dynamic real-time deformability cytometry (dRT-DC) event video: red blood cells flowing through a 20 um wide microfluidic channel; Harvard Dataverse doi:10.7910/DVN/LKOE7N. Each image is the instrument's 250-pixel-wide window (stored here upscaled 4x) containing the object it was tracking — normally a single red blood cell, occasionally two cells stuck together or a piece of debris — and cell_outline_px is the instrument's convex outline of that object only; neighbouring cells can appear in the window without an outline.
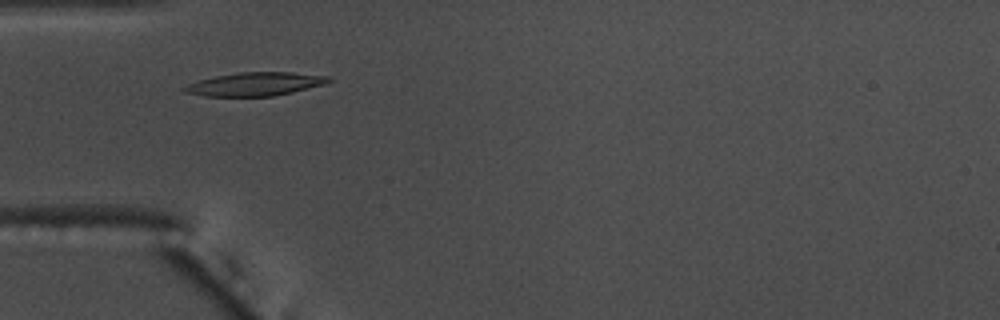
{"species": "common noctule bat (a hibernating species)", "species_latin": "Nyctalus noctula", "temperature_condition": "warm", "stored_images_in_passage": 48, "camera_frame_rate_fps": 3000, "um_per_image_px": 0.085, "animal": {"sex": "male", "body_mass_g": 17.5, "forearm_length_mm": 52.3}, "frame": {"image": 1, "passage_image": 10, "time_ms": 3.0, "image_size_px": [1000, 320], "cell_outline_px": [[332, 80], [324, 84], [292, 92], [272, 96], [204, 96], [184, 92], [180, 88], [188, 84], [200, 80], [216, 76], [240, 72], [292, 72], [332, 76]], "centroid_in_image_um": [21.7, 7.14], "position_along_channel_um": 63.3, "area_um2": 19.65}}
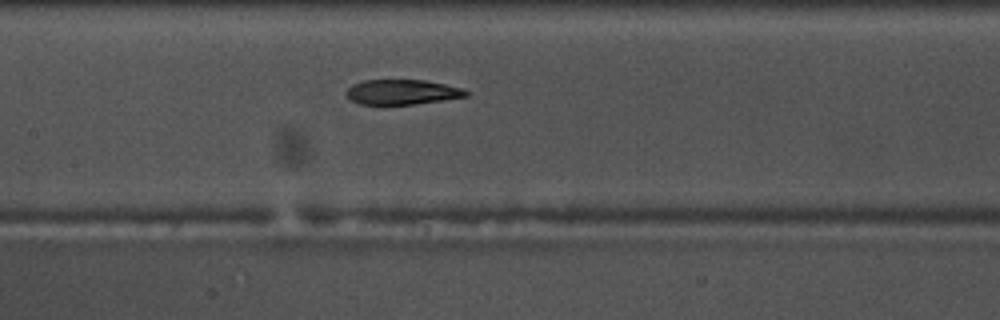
{"frame": {"image": 2, "passage_image": 19, "time_ms": 6.0, "image_size_px": [1000, 320], "cell_outline_px": [[468, 96], [444, 100], [412, 104], [360, 104], [352, 100], [344, 92], [352, 84], [364, 80], [424, 80], [444, 84], [460, 88], [468, 92]], "centroid_in_image_um": [34.15, 7.82], "position_along_channel_um": 173.2, "area_um2": 17.22}}
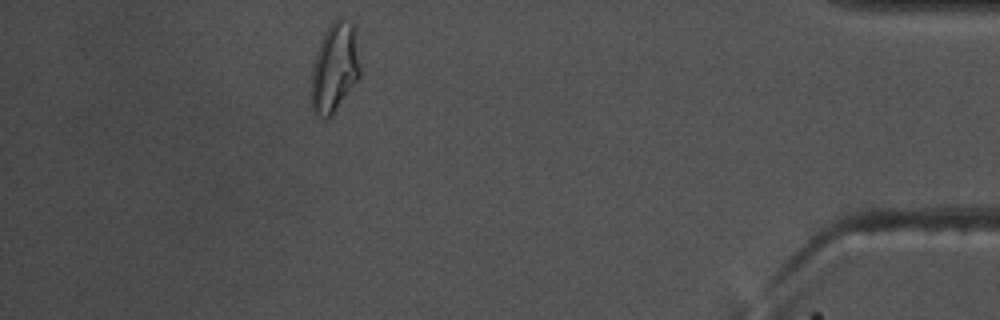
{"frame": {"image": 3, "passage_image": 42, "time_ms": 13.667, "image_size_px": [1000, 320], "cell_outline_px": [[360, 76], [336, 108], [328, 116], [324, 116], [316, 112], [312, 108], [312, 64], [320, 40], [328, 24], [336, 16], [340, 16], [352, 20], [356, 28], [360, 64]], "centroid_in_image_um": [28.48, 5.57], "position_along_channel_um": 406.7, "area_um2": 25.49}, "authors_computed_cell_mechanics": {"area_um2": 19.2763, "velocity_mm_per_s": 3.7103, "shape_relaxation_time_tau1_ms": 8.4626, "shape_relaxation_time_tau2_ms": 3.9098, "deformation_change_tau1": 0.2924, "deformation_change_tau2": 0.0751}}